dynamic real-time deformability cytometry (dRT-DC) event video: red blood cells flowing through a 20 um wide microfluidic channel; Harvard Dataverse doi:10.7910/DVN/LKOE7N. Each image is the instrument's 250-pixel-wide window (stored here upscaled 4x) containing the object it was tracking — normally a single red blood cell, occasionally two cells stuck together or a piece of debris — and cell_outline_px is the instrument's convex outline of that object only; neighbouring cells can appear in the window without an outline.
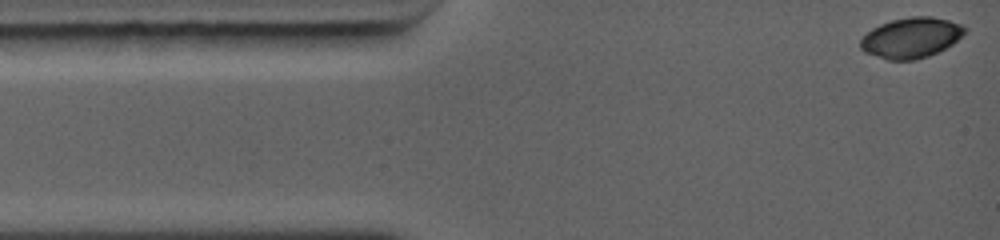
{"species": "common noctule bat (a hibernating species)", "species_latin": "Nyctalus noctula", "temperature_condition": "warm", "stored_images_in_passage": 22, "camera_frame_rate_fps": 5000, "um_per_image_px": 0.085, "animal": {"sex": "female", "body_mass_g": 19.0, "forearm_length_mm": 56.7}, "frame": {"image": 1, "passage_image": 1, "time_ms": 0.0, "image_size_px": [1000, 240], "cell_outline_px": [[968, 28], [952, 44], [928, 56], [916, 60], [888, 60], [864, 52], [860, 48], [860, 40], [872, 28], [880, 24], [892, 20], [912, 16], [932, 16], [964, 24]], "centroid_in_image_um": [77.44, 3.2], "position_along_channel_um": 7.6, "area_um2": 24.51}}
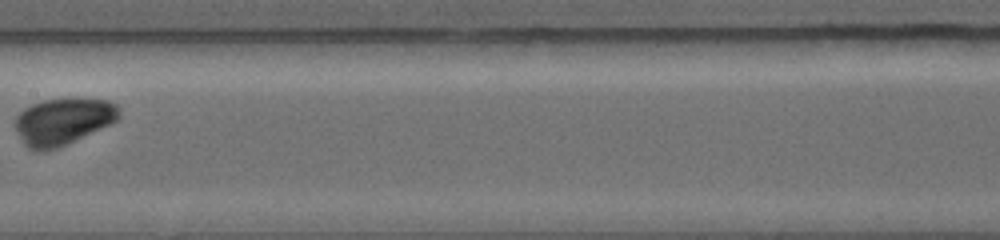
{"frame": {"image": 2, "passage_image": 13, "time_ms": 6.0, "image_size_px": [1000, 240], "cell_outline_px": [[120, 116], [116, 120], [108, 124], [56, 148], [28, 148], [24, 144], [16, 128], [16, 116], [24, 108], [32, 104], [44, 100], [64, 96], [76, 96], [108, 100], [120, 104]], "centroid_in_image_um": [5.4, 10.21], "position_along_channel_um": 202.0, "area_um2": 28.15}}
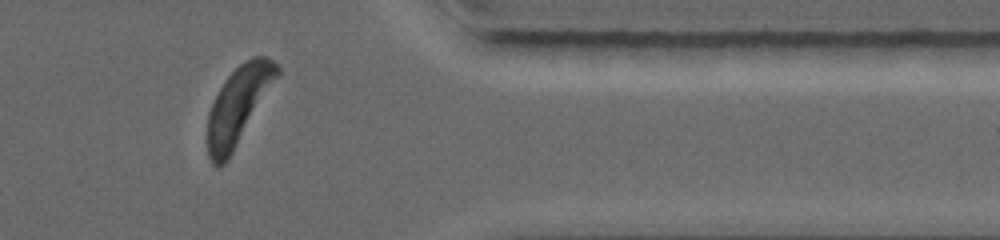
{"frame": {"image": 3, "passage_image": 22, "time_ms": 10.6, "image_size_px": [1000, 240], "cell_outline_px": [[280, 72], [228, 160], [220, 168], [216, 168], [212, 164], [208, 156], [208, 112], [224, 80], [244, 60], [252, 56], [268, 56], [280, 68]], "centroid_in_image_um": [20.24, 8.97], "position_along_channel_um": 391.2, "area_um2": 30.92}, "authors_computed_cell_mechanics": {"area_um2": 28.4376, "velocity_mm_per_s": 4.4136, "shape_relaxation_time_tau1_ms": 2.5692, "shape_relaxation_time_tau2_ms": 4.3133, "deformation_change_tau1": 0.2038, "deformation_change_tau2": 0.0974}}